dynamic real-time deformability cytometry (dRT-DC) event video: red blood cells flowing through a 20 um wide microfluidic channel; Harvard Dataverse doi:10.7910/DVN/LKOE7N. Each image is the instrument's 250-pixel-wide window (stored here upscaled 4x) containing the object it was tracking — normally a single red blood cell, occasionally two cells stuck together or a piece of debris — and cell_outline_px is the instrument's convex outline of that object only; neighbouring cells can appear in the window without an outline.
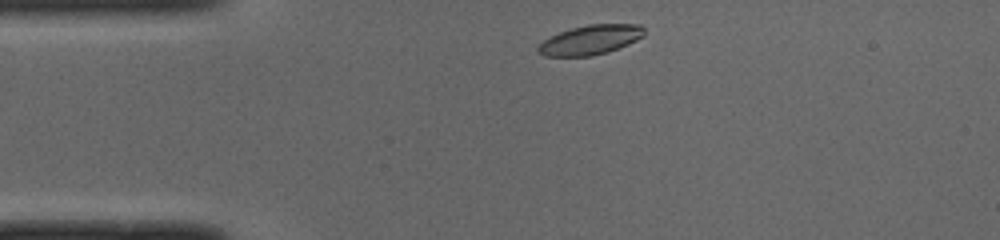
{"species": "common noctule bat (a hibernating species)", "species_latin": "Nyctalus noctula", "temperature_condition": "cold", "stored_images_in_passage": 41, "camera_frame_rate_fps": 3000, "um_per_image_px": 0.085, "animal": {"sex": "male", "body_mass_g": 19.0, "forearm_length_mm": 50.8}, "frame": {"image": 1, "passage_image": 1, "time_ms": 0.0, "image_size_px": [1000, 240], "cell_outline_px": [[644, 36], [628, 44], [608, 52], [592, 56], [544, 56], [536, 52], [536, 48], [544, 40], [560, 32], [572, 28], [588, 24], [640, 24], [644, 28]], "centroid_in_image_um": [50.18, 3.39], "position_along_channel_um": 34.8, "area_um2": 18.26}}
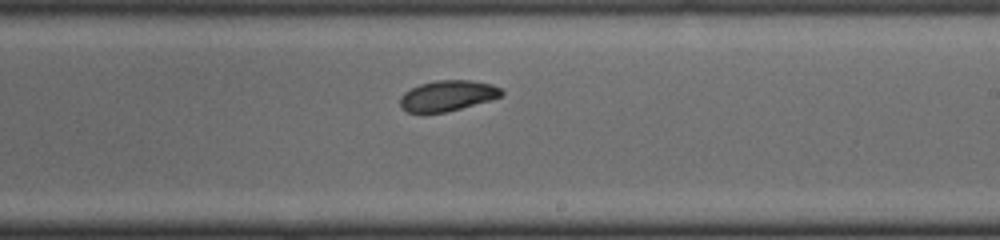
{"frame": {"image": 2, "passage_image": 20, "time_ms": 6.333, "image_size_px": [1000, 240], "cell_outline_px": [[504, 96], [492, 100], [444, 112], [408, 112], [400, 108], [400, 96], [404, 92], [420, 84], [436, 80], [472, 80], [492, 84], [500, 88], [504, 92]], "centroid_in_image_um": [38.07, 8.12], "position_along_channel_um": 250.9, "area_um2": 18.15}}
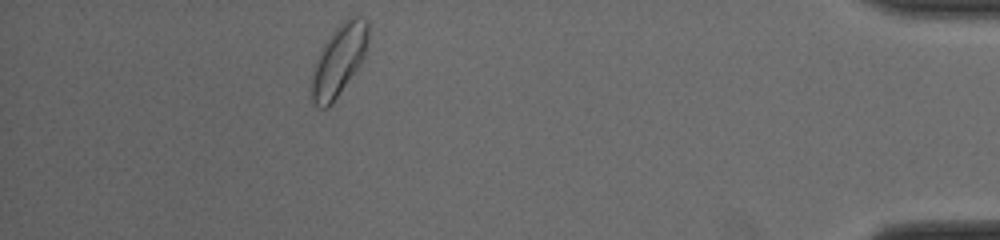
{"frame": {"image": 3, "passage_image": 36, "time_ms": 11.667, "image_size_px": [1000, 240], "cell_outline_px": [[368, 40], [364, 56], [360, 64], [332, 104], [328, 108], [320, 108], [312, 100], [312, 72], [316, 60], [324, 44], [336, 28], [348, 16], [360, 16], [368, 20]], "centroid_in_image_um": [28.82, 5.1], "position_along_channel_um": 406.4, "area_um2": 23.06}, "authors_computed_cell_mechanics": {"area_um2": 18.9584, "velocity_mm_per_s": 3.9297, "shape_relaxation_time_tau1_ms": 3.3852, "shape_relaxation_time_tau2_ms": null, "deformation_change_tau1": 0.1127, "deformation_change_tau2": null}}